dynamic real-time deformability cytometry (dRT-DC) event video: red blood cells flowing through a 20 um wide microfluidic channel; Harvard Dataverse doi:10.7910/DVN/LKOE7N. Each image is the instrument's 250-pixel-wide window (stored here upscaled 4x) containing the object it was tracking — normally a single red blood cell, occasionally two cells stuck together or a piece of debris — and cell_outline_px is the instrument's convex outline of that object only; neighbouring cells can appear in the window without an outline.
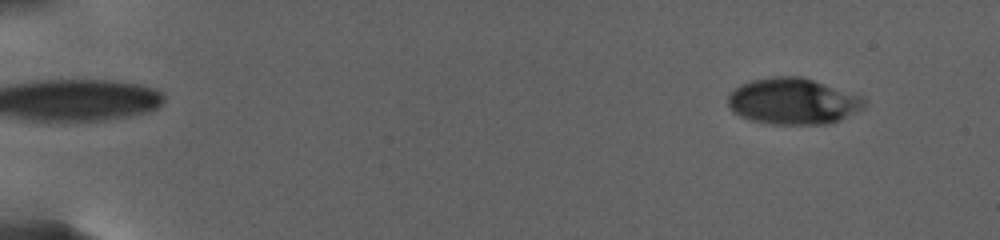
{"species": "human", "species_latin": "Homo sapiens", "temperature_condition": "warm", "stored_images_in_passage": 61, "camera_frame_rate_fps": 3000, "um_per_image_px": 0.085, "donor": {"sex": "female"}, "frame": {"image": 1, "passage_image": 3, "time_ms": 1.333, "image_size_px": [1000, 240], "cell_outline_px": [[868, 100], [864, 108], [840, 120], [824, 124], [772, 124], [752, 120], [740, 116], [728, 104], [728, 92], [740, 84], [752, 80], [776, 76], [800, 76], [864, 96]], "centroid_in_image_um": [67.44, 8.6], "position_along_channel_um": 17.6, "area_um2": 36.82}}
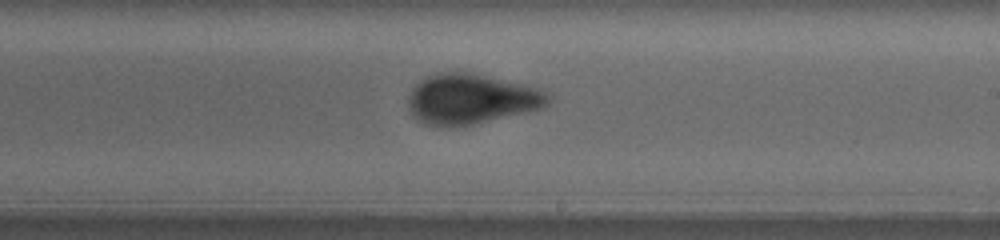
{"frame": {"image": 2, "passage_image": 39, "time_ms": 16.0, "image_size_px": [1000, 240], "cell_outline_px": [[552, 100], [544, 108], [472, 124], [448, 128], [440, 128], [424, 124], [412, 116], [408, 108], [408, 96], [412, 88], [420, 80], [436, 72], [472, 72], [528, 84], [540, 88], [552, 96]], "centroid_in_image_um": [40.05, 8.41], "position_along_channel_um": 248.9, "area_um2": 41.79}}
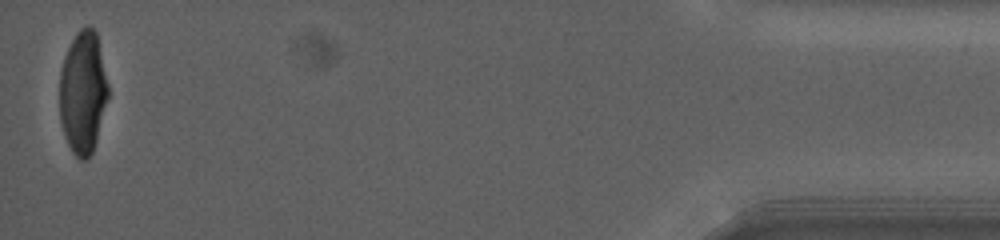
{"frame": {"image": 3, "passage_image": 61, "time_ms": 26.0, "image_size_px": [1000, 240], "cell_outline_px": [[108, 96], [96, 140], [92, 152], [88, 160], [80, 160], [72, 152], [64, 136], [60, 120], [60, 72], [64, 56], [76, 32], [80, 28], [88, 24], [96, 32], [108, 84]], "centroid_in_image_um": [7.03, 7.86], "position_along_channel_um": 428.2, "area_um2": 34.56}, "authors_computed_cell_mechanics": {"area_um2": 39.304, "velocity_mm_per_s": 2.5725, "shape_relaxation_time_tau1_ms": 4.6747, "shape_relaxation_time_tau2_ms": null, "deformation_change_tau1": 0.1685, "deformation_change_tau2": null}}